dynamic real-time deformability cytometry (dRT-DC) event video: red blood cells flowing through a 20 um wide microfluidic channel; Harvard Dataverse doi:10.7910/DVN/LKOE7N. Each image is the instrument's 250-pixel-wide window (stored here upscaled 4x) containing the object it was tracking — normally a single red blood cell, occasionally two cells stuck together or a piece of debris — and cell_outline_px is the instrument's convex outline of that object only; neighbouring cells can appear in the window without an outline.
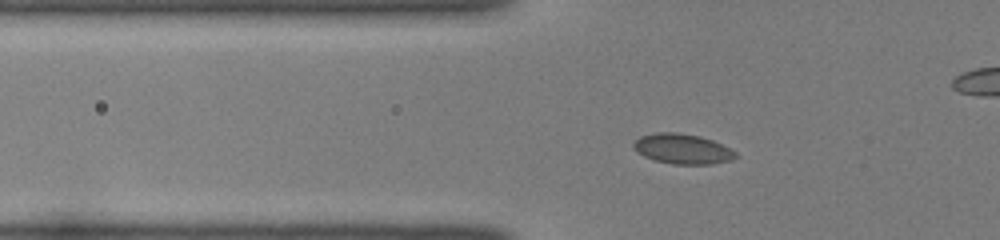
{"species": "common noctule bat (a hibernating species)", "species_latin": "Nyctalus noctula", "temperature_condition": "room temperature", "stored_images_in_passage": 38, "camera_frame_rate_fps": 3000, "um_per_image_px": 0.085, "animal": {"sex": "female", "body_mass_g": 22.0, "forearm_length_mm": 56.7}, "frame": {"image": 1, "passage_image": 4, "time_ms": 1.0, "image_size_px": [1000, 240], "cell_outline_px": [[740, 156], [732, 160], [712, 164], [672, 164], [656, 160], [644, 156], [636, 152], [632, 148], [632, 144], [640, 136], [656, 132], [676, 132], [700, 136], [712, 140], [736, 152]], "centroid_in_image_um": [58.0, 12.65], "position_along_channel_um": 67.8, "area_um2": 17.98}}
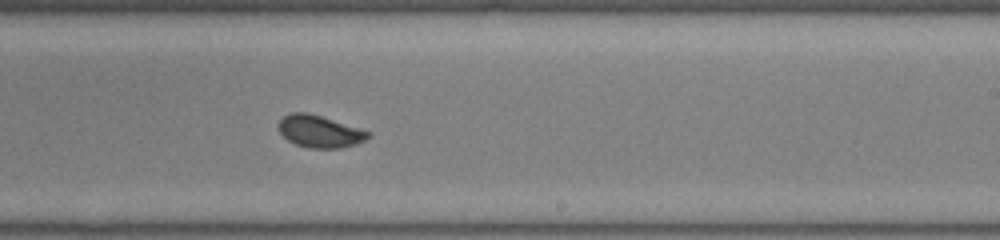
{"frame": {"image": 2, "passage_image": 19, "time_ms": 6.0, "image_size_px": [1000, 240], "cell_outline_px": [[372, 132], [364, 140], [356, 144], [340, 148], [308, 148], [296, 144], [288, 140], [280, 132], [280, 120], [284, 116], [292, 112], [308, 112]], "centroid_in_image_um": [27.18, 11.17], "position_along_channel_um": 261.8, "area_um2": 16.53}}
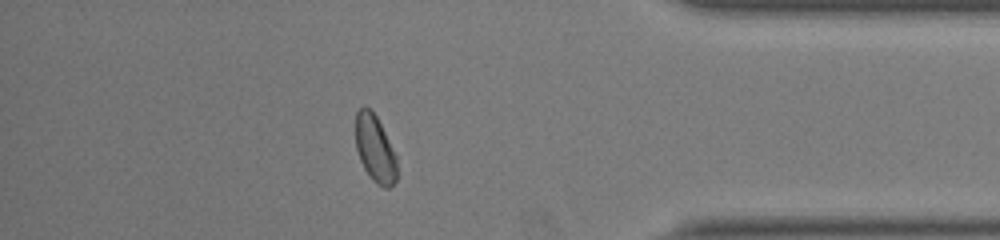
{"frame": {"image": 3, "passage_image": 31, "time_ms": 10.0, "image_size_px": [1000, 240], "cell_outline_px": [[396, 180], [388, 188], [384, 188], [376, 184], [372, 180], [364, 168], [360, 160], [356, 148], [356, 112], [364, 104], [372, 108], [396, 156]], "centroid_in_image_um": [31.85, 12.62], "position_along_channel_um": 403.3, "area_um2": 16.07}, "authors_computed_cell_mechanics": {"area_um2": 16.8198, "velocity_mm_per_s": 4.0117, "shape_relaxation_time_tau1_ms": 6.092, "shape_relaxation_time_tau2_ms": null, "deformation_change_tau1": 0.1308, "deformation_change_tau2": null}}